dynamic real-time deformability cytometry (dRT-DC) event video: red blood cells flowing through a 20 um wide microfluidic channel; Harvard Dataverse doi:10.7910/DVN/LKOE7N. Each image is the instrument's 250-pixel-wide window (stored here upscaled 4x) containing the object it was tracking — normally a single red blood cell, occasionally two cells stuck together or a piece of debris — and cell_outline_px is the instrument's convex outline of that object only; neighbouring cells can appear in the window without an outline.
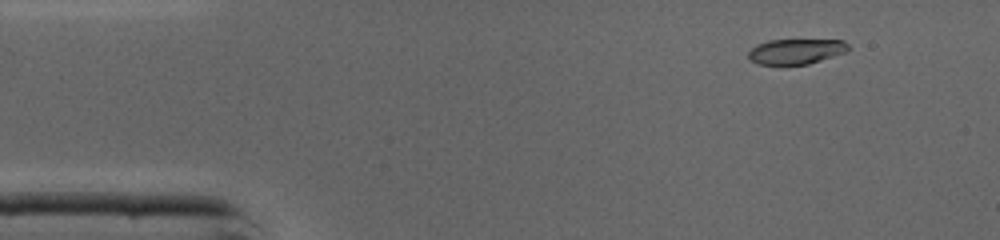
{"species": "common noctule bat (a hibernating species)", "species_latin": "Nyctalus noctula", "temperature_condition": "cold", "stored_images_in_passage": 46, "camera_frame_rate_fps": 3000, "um_per_image_px": 0.085, "animal": {"sex": "male", "body_mass_g": 19.0, "forearm_length_mm": 50.8}, "frame": {"image": 1, "passage_image": 5, "time_ms": 1.333, "image_size_px": [1000, 240], "cell_outline_px": [[848, 52], [808, 64], [756, 64], [748, 60], [748, 52], [756, 44], [768, 40], [844, 40], [848, 44]], "centroid_in_image_um": [67.64, 4.37], "position_along_channel_um": 17.4, "area_um2": 14.8}}
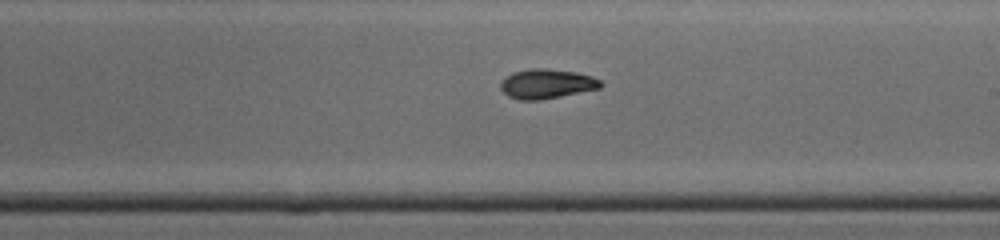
{"frame": {"image": 2, "passage_image": 26, "time_ms": 8.333, "image_size_px": [1000, 240], "cell_outline_px": [[604, 84], [600, 88], [540, 100], [520, 100], [508, 96], [500, 88], [500, 84], [512, 72], [532, 68], [548, 68], [576, 72], [592, 76], [600, 80]], "centroid_in_image_um": [46.49, 7.12], "position_along_channel_um": 242.5, "area_um2": 17.17}}
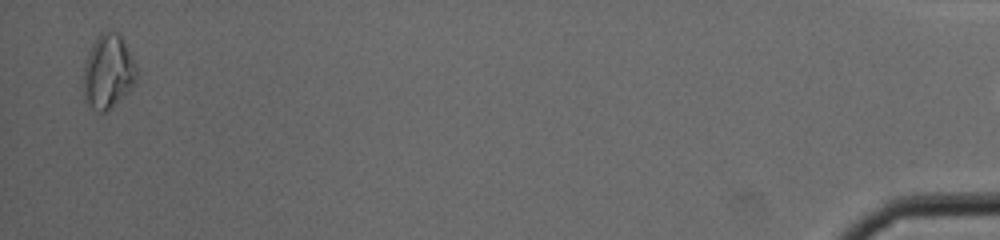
{"frame": {"image": 3, "passage_image": 45, "time_ms": 14.667, "image_size_px": [1000, 240], "cell_outline_px": [[140, 72], [136, 80], [128, 92], [112, 108], [104, 112], [96, 112], [84, 104], [84, 68], [88, 52], [92, 44], [100, 32], [116, 32], [120, 36], [136, 60]], "centroid_in_image_um": [9.21, 6.13], "position_along_channel_um": 426.0, "area_um2": 23.47}, "authors_computed_cell_mechanics": {"area_um2": 16.8198, "velocity_mm_per_s": 4.3787, "shape_relaxation_time_tau1_ms": 3.1874, "shape_relaxation_time_tau2_ms": 9.6666, "deformation_change_tau1": 0.1378, "deformation_change_tau2": 0.1315}}